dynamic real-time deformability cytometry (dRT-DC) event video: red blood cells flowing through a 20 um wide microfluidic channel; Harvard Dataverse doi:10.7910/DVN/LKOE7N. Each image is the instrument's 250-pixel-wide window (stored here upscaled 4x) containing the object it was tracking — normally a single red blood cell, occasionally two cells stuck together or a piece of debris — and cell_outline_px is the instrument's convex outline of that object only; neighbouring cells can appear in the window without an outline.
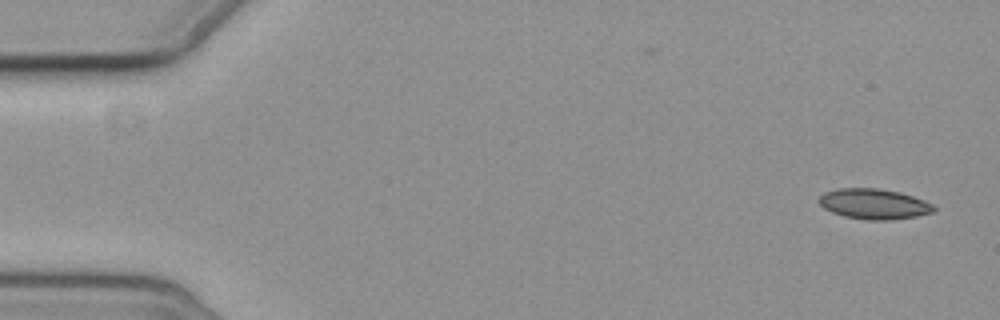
{"species": "common noctule bat (a hibernating species)", "species_latin": "Nyctalus noctula", "temperature_condition": "cold", "stored_images_in_passage": 2, "camera_frame_rate_fps": 3000, "um_per_image_px": 0.085, "animal": {"sex": "female", "body_mass_g": 19.3, "forearm_length_mm": 54.1}, "frame": {"image": 1, "passage_image": 2, "time_ms": 1.333, "image_size_px": [1000, 320], "cell_outline_px": [[936, 212], [916, 216], [892, 220], [868, 220], [844, 216], [832, 212], [824, 208], [816, 200], [824, 192], [836, 188], [876, 188], [900, 192], [924, 200], [932, 204], [936, 208]], "centroid_in_image_um": [74.28, 17.33], "position_along_channel_um": 10.7, "area_um2": 20.46}}